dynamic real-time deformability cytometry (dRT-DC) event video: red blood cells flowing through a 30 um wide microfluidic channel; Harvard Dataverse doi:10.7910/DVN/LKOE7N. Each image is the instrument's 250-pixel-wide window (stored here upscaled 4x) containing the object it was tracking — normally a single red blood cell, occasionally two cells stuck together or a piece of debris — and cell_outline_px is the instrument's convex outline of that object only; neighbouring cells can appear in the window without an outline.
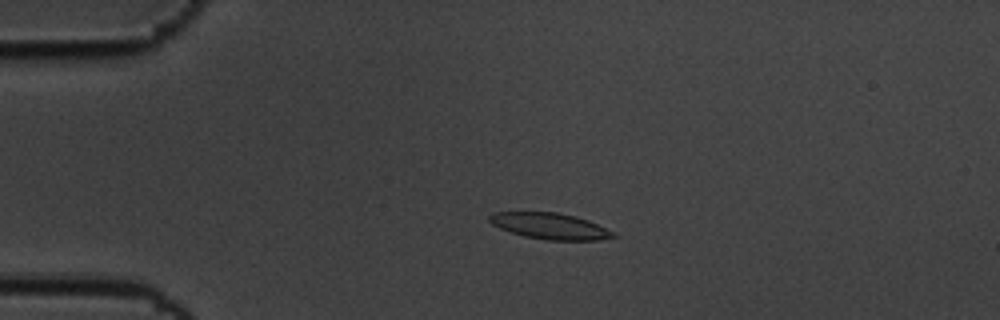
{"species": "common noctule bat (a hibernating species)", "species_latin": "Nyctalus noctula", "temperature_condition": "cold", "stored_images_in_passage": 53, "camera_frame_rate_fps": 3000, "um_per_image_px": 0.085, "animal": {"sex": "male", "body_mass_g": 19.5, "forearm_length_mm": 54.6}, "frame": {"image": 1, "passage_image": 8, "time_ms": 2.333, "image_size_px": [1000, 320], "cell_outline_px": [[616, 236], [596, 240], [544, 240], [524, 236], [500, 228], [492, 224], [488, 220], [488, 216], [492, 212], [556, 212], [576, 216], [588, 220], [616, 232]], "centroid_in_image_um": [46.74, 19.21], "position_along_channel_um": 38.3, "area_um2": 18.9}}
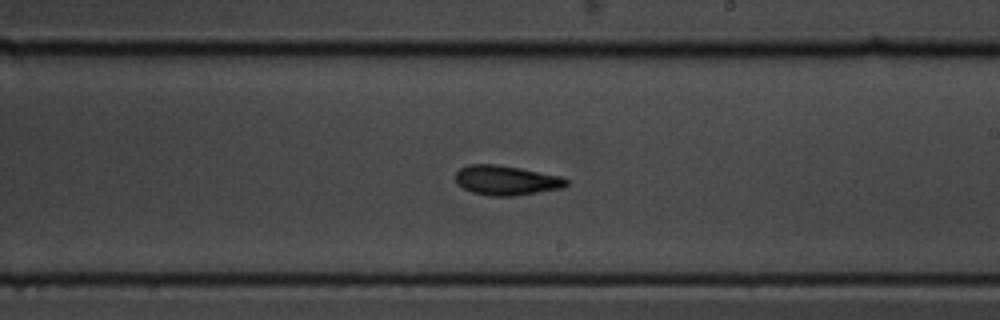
{"frame": {"image": 2, "passage_image": 29, "time_ms": 9.333, "image_size_px": [1000, 320], "cell_outline_px": [[568, 184], [564, 188], [516, 196], [492, 196], [472, 192], [456, 184], [456, 172], [460, 168], [468, 164], [496, 164], [520, 168], [564, 176], [568, 180]], "centroid_in_image_um": [43.07, 15.32], "position_along_channel_um": 245.9, "area_um2": 19.42}}
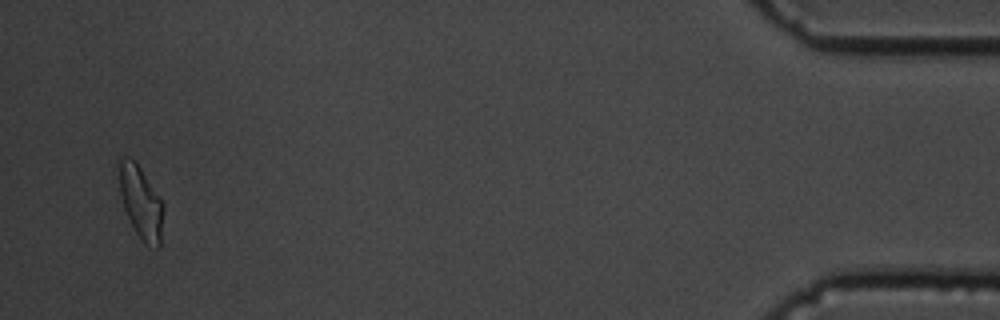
{"frame": {"image": 3, "passage_image": 51, "time_ms": 16.667, "image_size_px": [1000, 320], "cell_outline_px": [[164, 208], [160, 248], [156, 248], [144, 244], [136, 232], [124, 208], [120, 196], [116, 164], [116, 160], [120, 156], [128, 156], [140, 168], [164, 204]], "centroid_in_image_um": [11.94, 17.16], "position_along_channel_um": 423.3, "area_um2": 19.07}, "authors_computed_cell_mechanics": {"area_um2": 19.1318, "velocity_mm_per_s": 3.4697, "shape_relaxation_time_tau1_ms": 3.5418, "shape_relaxation_time_tau2_ms": 2.6198, "deformation_change_tau1": 0.1191, "deformation_change_tau2": 0.0898}}